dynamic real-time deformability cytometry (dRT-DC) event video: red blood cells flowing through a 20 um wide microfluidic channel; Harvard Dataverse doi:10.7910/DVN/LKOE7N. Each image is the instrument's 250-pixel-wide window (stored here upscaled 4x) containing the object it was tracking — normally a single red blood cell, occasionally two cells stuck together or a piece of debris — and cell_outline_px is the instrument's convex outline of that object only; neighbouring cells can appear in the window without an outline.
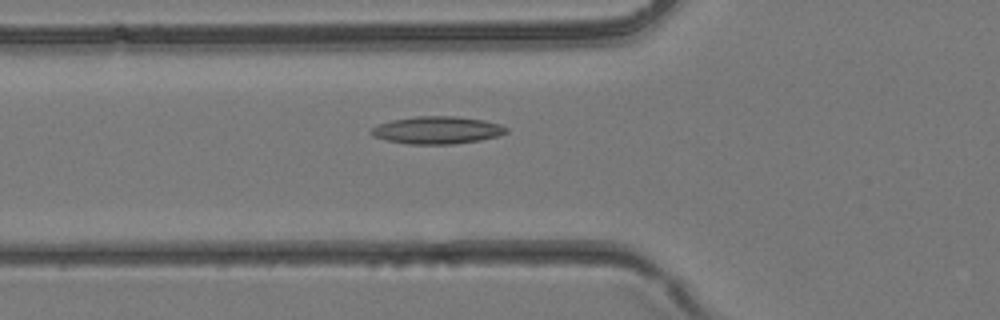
{"species": "common noctule bat (a hibernating species)", "species_latin": "Nyctalus noctula", "temperature_condition": "room temperature", "stored_images_in_passage": 38, "camera_frame_rate_fps": 3000, "um_per_image_px": 0.085, "animal": {"sex": "female", "body_mass_g": 24.6, "forearm_length_mm": 56.2}, "frame": {"image": 1, "passage_image": 14, "time_ms": 4.333, "image_size_px": [1000, 320], "cell_outline_px": [[508, 132], [496, 136], [480, 140], [452, 144], [408, 144], [388, 140], [372, 136], [368, 132], [372, 128], [380, 124], [392, 120], [416, 116], [456, 116], [484, 120], [500, 124], [508, 128]], "centroid_in_image_um": [37.16, 11.06], "position_along_channel_um": 88.6, "area_um2": 21.56}}
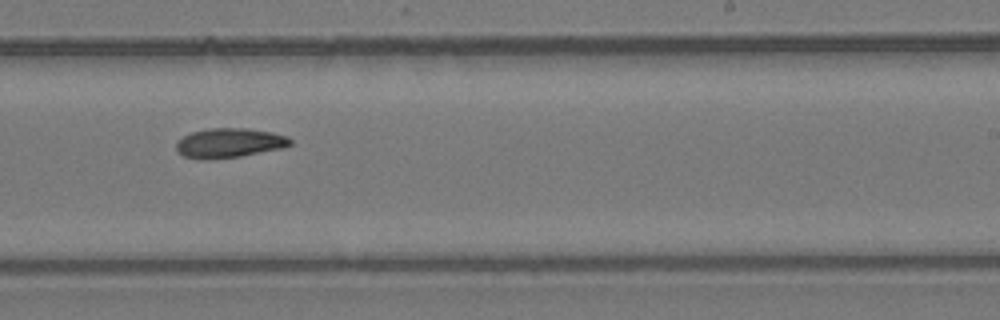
{"frame": {"image": 2, "passage_image": 24, "time_ms": 7.667, "image_size_px": [1000, 320], "cell_outline_px": [[292, 144], [284, 148], [240, 156], [212, 160], [200, 160], [184, 156], [176, 148], [176, 144], [184, 136], [192, 132], [208, 128], [248, 128], [272, 132], [288, 136], [292, 140]], "centroid_in_image_um": [19.53, 12.15], "position_along_channel_um": 269.5, "area_um2": 19.77}}
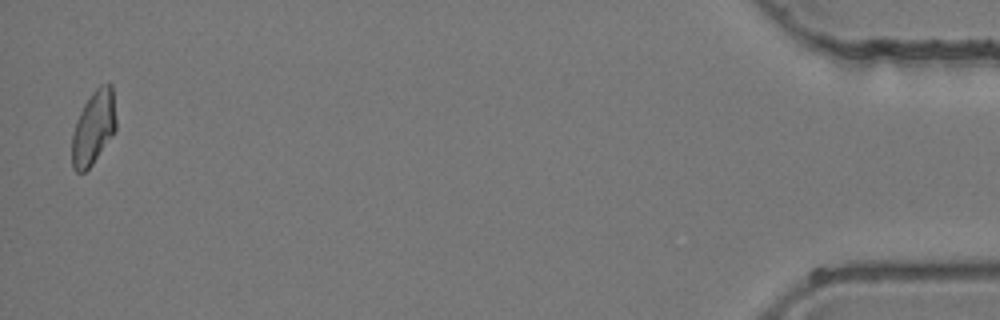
{"frame": {"image": 3, "passage_image": 38, "time_ms": 12.333, "image_size_px": [1000, 320], "cell_outline_px": [[116, 128], [92, 164], [84, 172], [76, 172], [72, 168], [72, 136], [76, 120], [84, 104], [92, 92], [100, 84], [112, 84], [116, 120]], "centroid_in_image_um": [7.94, 10.83], "position_along_channel_um": 427.3, "area_um2": 18.73}}